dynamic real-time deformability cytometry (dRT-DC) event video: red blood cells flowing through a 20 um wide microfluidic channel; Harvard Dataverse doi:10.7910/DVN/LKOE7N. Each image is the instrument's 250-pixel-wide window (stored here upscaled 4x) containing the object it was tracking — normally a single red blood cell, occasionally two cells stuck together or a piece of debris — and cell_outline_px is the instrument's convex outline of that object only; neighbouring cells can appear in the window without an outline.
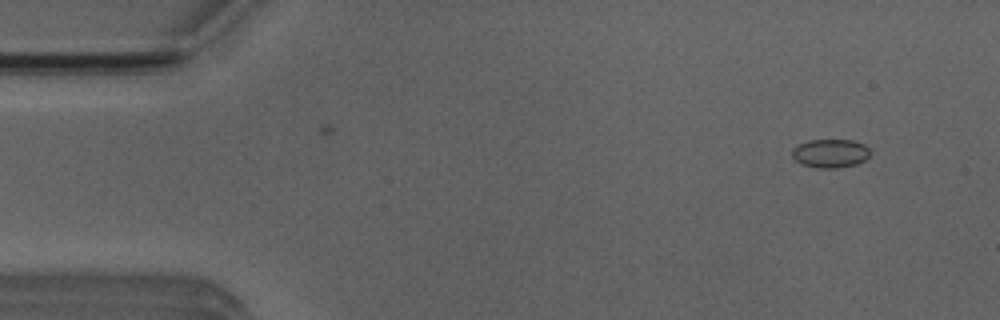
{"species": "Egyptian fruit bat (a non-hibernating species)", "species_latin": "Rousettus aegyptiacus", "temperature_condition": "room temperature", "stored_images_in_passage": 2, "camera_frame_rate_fps": 3000, "um_per_image_px": 0.085, "animal": {"sex": "male"}, "frame": {"image": 1, "passage_image": 2, "time_ms": 2.0, "image_size_px": [1000, 320], "cell_outline_px": [[868, 156], [864, 160], [856, 164], [836, 168], [816, 168], [800, 164], [792, 156], [792, 148], [796, 144], [808, 140], [852, 140], [864, 144], [868, 148]], "centroid_in_image_um": [70.52, 13.03], "position_along_channel_um": 14.5, "area_um2": 13.06}}